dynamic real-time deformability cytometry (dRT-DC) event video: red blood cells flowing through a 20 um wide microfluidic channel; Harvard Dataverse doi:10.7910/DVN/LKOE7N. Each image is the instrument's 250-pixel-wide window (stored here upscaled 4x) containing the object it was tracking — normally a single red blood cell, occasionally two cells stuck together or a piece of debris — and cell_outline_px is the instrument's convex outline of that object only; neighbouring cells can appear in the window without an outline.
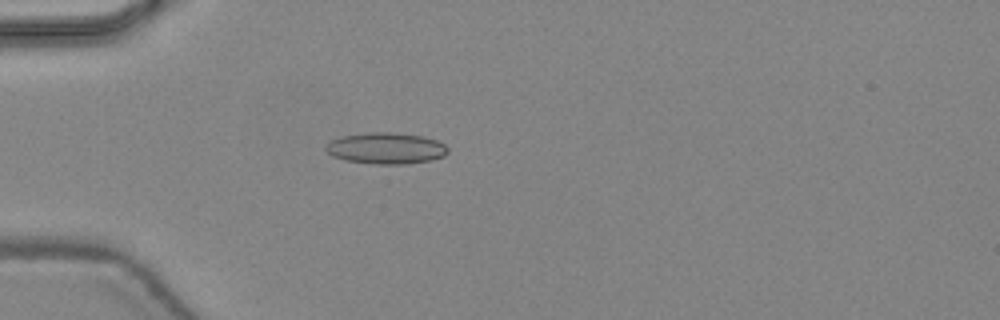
{"species": "common noctule bat (a hibernating species)", "species_latin": "Nyctalus noctula", "temperature_condition": "warm", "stored_images_in_passage": 46, "camera_frame_rate_fps": 3000, "um_per_image_px": 0.085, "animal": {"sex": "female", "body_mass_g": 24.6, "forearm_length_mm": 56.2}, "frame": {"image": 1, "passage_image": 14, "time_ms": 4.333, "image_size_px": [1000, 320], "cell_outline_px": [[448, 152], [444, 156], [432, 160], [408, 164], [376, 164], [344, 160], [332, 156], [324, 148], [324, 144], [340, 136], [368, 132], [392, 132], [420, 136], [436, 140], [444, 144], [448, 148]], "centroid_in_image_um": [32.78, 12.6], "position_along_channel_um": 52.2, "area_um2": 22.43}}
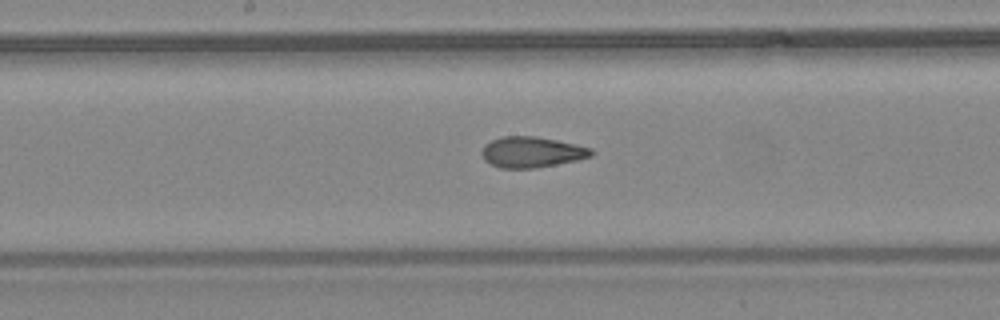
{"frame": {"image": 2, "passage_image": 25, "time_ms": 8.0, "image_size_px": [1000, 320], "cell_outline_px": [[596, 152], [592, 156], [576, 160], [536, 168], [500, 168], [484, 160], [480, 152], [484, 144], [492, 140], [504, 136], [536, 136], [576, 144], [592, 148]], "centroid_in_image_um": [45.2, 12.92], "position_along_channel_um": 203.0, "area_um2": 19.71}}
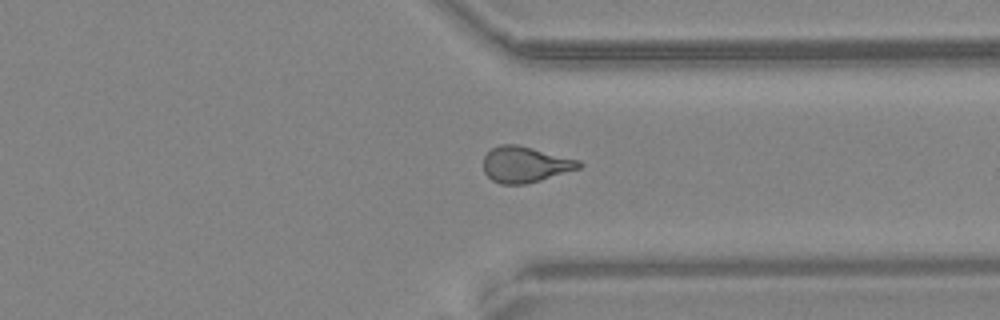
{"frame": {"image": 3, "passage_image": 36, "time_ms": 11.667, "image_size_px": [1000, 320], "cell_outline_px": [[584, 164], [580, 168], [540, 180], [524, 184], [500, 184], [492, 180], [484, 172], [484, 156], [492, 148], [500, 144], [516, 144], [580, 160]], "centroid_in_image_um": [44.64, 13.98], "position_along_channel_um": 366.8, "area_um2": 19.88}, "authors_computed_cell_mechanics": {"area_um2": 19.7676, "velocity_mm_per_s": 4.4739, "shape_relaxation_time_tau1_ms": null, "shape_relaxation_time_tau2_ms": 1.2998, "deformation_change_tau1": null, "deformation_change_tau2": 0.0753}}